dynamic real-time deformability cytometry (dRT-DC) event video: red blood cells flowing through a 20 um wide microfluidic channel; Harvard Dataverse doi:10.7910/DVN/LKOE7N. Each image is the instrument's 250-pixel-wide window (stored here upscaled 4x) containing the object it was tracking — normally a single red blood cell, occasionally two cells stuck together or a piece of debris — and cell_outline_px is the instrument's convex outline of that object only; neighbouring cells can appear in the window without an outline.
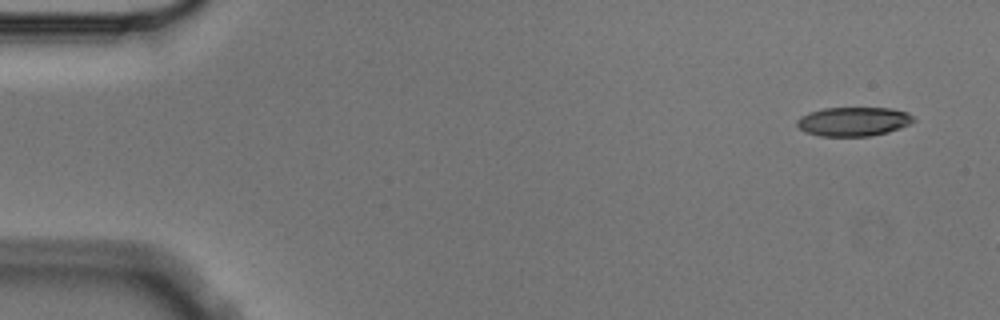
{"species": "Egyptian fruit bat (a non-hibernating species)", "species_latin": "Rousettus aegyptiacus", "temperature_condition": "cold", "stored_images_in_passage": 3, "camera_frame_rate_fps": 3000, "um_per_image_px": 0.085, "animal": {"sex": "male"}, "frame": {"image": 1, "passage_image": 1, "time_ms": 0.0, "image_size_px": [1000, 320], "cell_outline_px": [[916, 120], [900, 128], [888, 132], [868, 136], [820, 136], [804, 132], [796, 124], [796, 120], [800, 116], [808, 112], [824, 108], [892, 108], [908, 112]], "centroid_in_image_um": [72.52, 10.32], "position_along_channel_um": 12.5, "area_um2": 19.83}}